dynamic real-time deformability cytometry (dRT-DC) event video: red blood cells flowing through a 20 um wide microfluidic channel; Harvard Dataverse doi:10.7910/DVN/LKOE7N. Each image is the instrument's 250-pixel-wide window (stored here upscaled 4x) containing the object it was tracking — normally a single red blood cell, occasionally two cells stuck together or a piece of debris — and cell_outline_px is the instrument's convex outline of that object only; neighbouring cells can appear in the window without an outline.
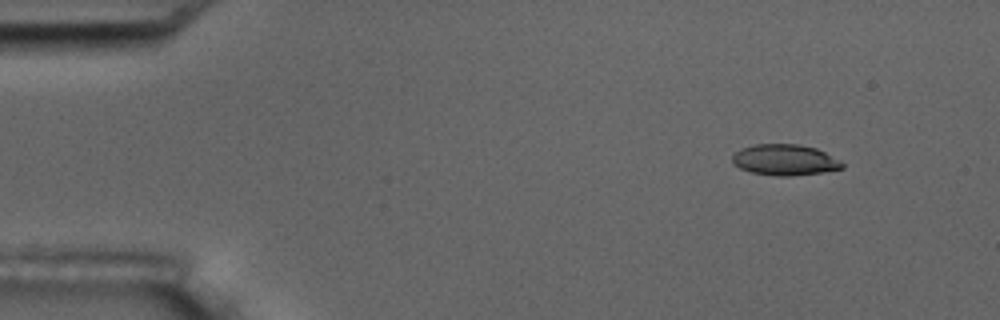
{"species": "common noctule bat (a hibernating species)", "species_latin": "Nyctalus noctula", "temperature_condition": "room temperature", "stored_images_in_passage": 4, "camera_frame_rate_fps": 3000, "um_per_image_px": 0.085, "animal": {"sex": "male", "body_mass_g": 17.5, "forearm_length_mm": 52.3}, "frame": {"image": 1, "passage_image": 1, "time_ms": 0.0, "image_size_px": [1000, 320], "cell_outline_px": [[844, 168], [820, 172], [788, 176], [776, 176], [752, 172], [740, 168], [732, 164], [732, 156], [740, 148], [756, 144], [796, 144], [816, 148], [840, 160], [844, 164]], "centroid_in_image_um": [66.68, 13.58], "position_along_channel_um": 18.3, "area_um2": 19.71}}
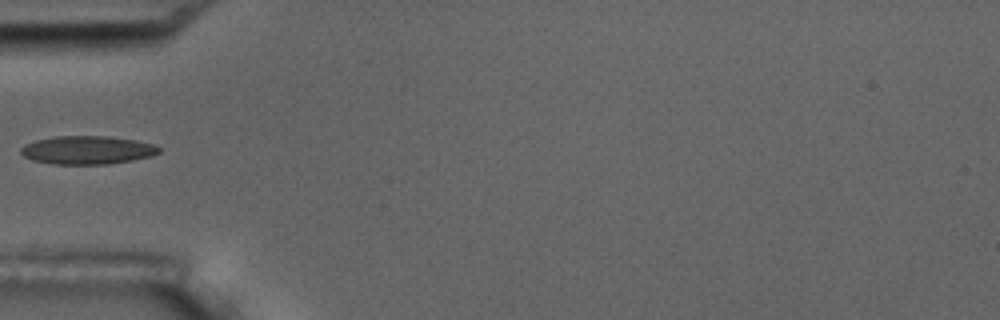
{"frame": {"image": 2, "passage_image": 4, "time_ms": 4.333, "image_size_px": [1000, 320], "cell_outline_px": [[160, 152], [152, 156], [132, 160], [108, 164], [56, 164], [32, 160], [24, 156], [20, 152], [20, 148], [24, 144], [36, 140], [56, 136], [104, 136], [136, 140], [152, 144], [160, 148]], "centroid_in_image_um": [7.41, 12.75], "position_along_channel_um": 77.6, "area_um2": 22.72}}